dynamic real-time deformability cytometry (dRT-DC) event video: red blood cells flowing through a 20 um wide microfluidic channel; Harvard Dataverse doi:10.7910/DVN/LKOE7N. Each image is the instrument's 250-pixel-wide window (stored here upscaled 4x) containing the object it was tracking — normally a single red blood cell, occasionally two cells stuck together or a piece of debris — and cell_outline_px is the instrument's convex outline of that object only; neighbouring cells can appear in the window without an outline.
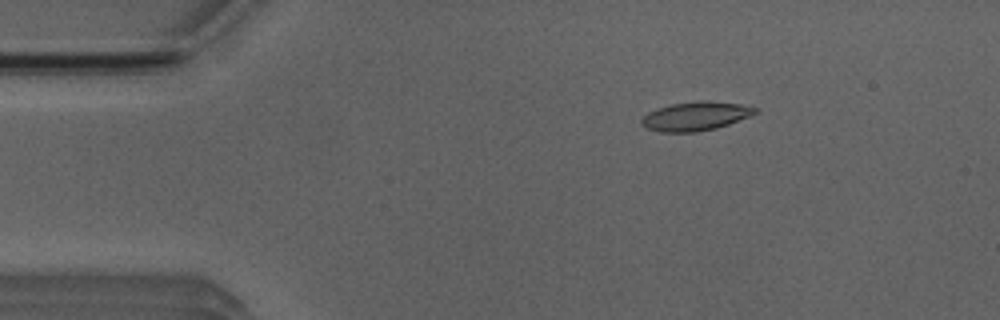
{"species": "Egyptian fruit bat (a non-hibernating species)", "species_latin": "Rousettus aegyptiacus", "temperature_condition": "room temperature", "stored_images_in_passage": 4, "camera_frame_rate_fps": 3000, "um_per_image_px": 0.085, "animal": {"sex": "male"}, "frame": {"image": 1, "passage_image": 3, "time_ms": 2.333, "image_size_px": [1000, 320], "cell_outline_px": [[756, 112], [752, 116], [716, 128], [696, 132], [660, 132], [648, 128], [640, 124], [640, 120], [648, 112], [672, 104], [700, 100], [704, 100], [740, 104], [756, 108]], "centroid_in_image_um": [59.12, 9.88], "position_along_channel_um": 25.9, "area_um2": 18.96}}